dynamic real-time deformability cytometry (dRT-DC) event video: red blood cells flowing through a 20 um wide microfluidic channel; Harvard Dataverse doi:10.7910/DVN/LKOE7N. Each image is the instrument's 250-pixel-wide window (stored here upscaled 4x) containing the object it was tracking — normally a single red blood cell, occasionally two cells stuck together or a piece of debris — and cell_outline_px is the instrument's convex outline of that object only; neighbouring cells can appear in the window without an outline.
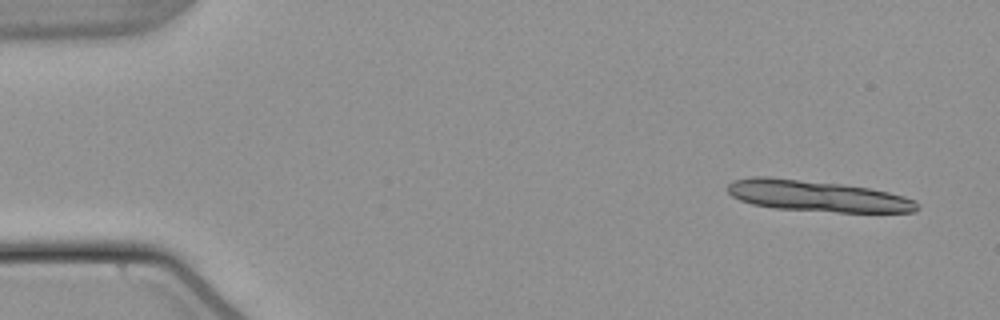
{"species": "common noctule bat (a hibernating species)", "species_latin": "Nyctalus noctula", "temperature_condition": "warm", "stored_images_in_passage": 8, "camera_frame_rate_fps": 3000, "um_per_image_px": 0.085, "animal": {"sex": "male", "body_mass_g": 21.5, "forearm_length_mm": 52.0}, "frame": {"image": 1, "passage_image": 1, "time_ms": 0.0, "image_size_px": [1000, 320], "cell_outline_px": [[920, 208], [912, 212], [836, 212], [772, 208], [752, 204], [740, 200], [732, 196], [728, 192], [728, 184], [732, 180], [752, 176], [768, 176], [840, 184], [868, 188], [888, 192], [904, 196], [916, 200]], "centroid_in_image_um": [69.43, 16.66], "position_along_channel_um": 15.6, "area_um2": 34.45}}